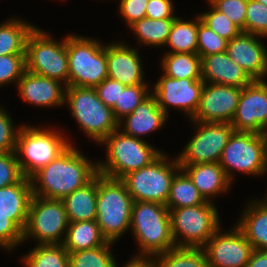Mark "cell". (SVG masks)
I'll return each instance as SVG.
<instances>
[{
  "mask_svg": "<svg viewBox=\"0 0 267 267\" xmlns=\"http://www.w3.org/2000/svg\"><path fill=\"white\" fill-rule=\"evenodd\" d=\"M97 173V163L88 160L71 144L56 159L30 177L32 194L62 200L89 183Z\"/></svg>",
  "mask_w": 267,
  "mask_h": 267,
  "instance_id": "1",
  "label": "cell"
},
{
  "mask_svg": "<svg viewBox=\"0 0 267 267\" xmlns=\"http://www.w3.org/2000/svg\"><path fill=\"white\" fill-rule=\"evenodd\" d=\"M130 229L140 249L134 258H150L176 247L169 209L156 202L134 201Z\"/></svg>",
  "mask_w": 267,
  "mask_h": 267,
  "instance_id": "2",
  "label": "cell"
},
{
  "mask_svg": "<svg viewBox=\"0 0 267 267\" xmlns=\"http://www.w3.org/2000/svg\"><path fill=\"white\" fill-rule=\"evenodd\" d=\"M133 202L122 179L97 173L96 222L107 241L115 243L130 230Z\"/></svg>",
  "mask_w": 267,
  "mask_h": 267,
  "instance_id": "3",
  "label": "cell"
},
{
  "mask_svg": "<svg viewBox=\"0 0 267 267\" xmlns=\"http://www.w3.org/2000/svg\"><path fill=\"white\" fill-rule=\"evenodd\" d=\"M117 129L100 144L106 145V161L97 162L98 173L122 179L128 173L150 165L163 152L142 138H135Z\"/></svg>",
  "mask_w": 267,
  "mask_h": 267,
  "instance_id": "4",
  "label": "cell"
},
{
  "mask_svg": "<svg viewBox=\"0 0 267 267\" xmlns=\"http://www.w3.org/2000/svg\"><path fill=\"white\" fill-rule=\"evenodd\" d=\"M68 84L95 88L108 77L106 45L93 38L66 36Z\"/></svg>",
  "mask_w": 267,
  "mask_h": 267,
  "instance_id": "5",
  "label": "cell"
},
{
  "mask_svg": "<svg viewBox=\"0 0 267 267\" xmlns=\"http://www.w3.org/2000/svg\"><path fill=\"white\" fill-rule=\"evenodd\" d=\"M71 144L73 143L66 139L61 131L21 125L15 154L23 176L30 178Z\"/></svg>",
  "mask_w": 267,
  "mask_h": 267,
  "instance_id": "6",
  "label": "cell"
},
{
  "mask_svg": "<svg viewBox=\"0 0 267 267\" xmlns=\"http://www.w3.org/2000/svg\"><path fill=\"white\" fill-rule=\"evenodd\" d=\"M71 114L88 138L101 143L109 134L118 129L119 122L113 115L112 108L106 106L94 88H65V100Z\"/></svg>",
  "mask_w": 267,
  "mask_h": 267,
  "instance_id": "7",
  "label": "cell"
},
{
  "mask_svg": "<svg viewBox=\"0 0 267 267\" xmlns=\"http://www.w3.org/2000/svg\"><path fill=\"white\" fill-rule=\"evenodd\" d=\"M171 234L176 247L203 248L221 227L214 202L169 210Z\"/></svg>",
  "mask_w": 267,
  "mask_h": 267,
  "instance_id": "8",
  "label": "cell"
},
{
  "mask_svg": "<svg viewBox=\"0 0 267 267\" xmlns=\"http://www.w3.org/2000/svg\"><path fill=\"white\" fill-rule=\"evenodd\" d=\"M25 70L68 84L66 38L61 42L48 32L35 27L29 34L25 49Z\"/></svg>",
  "mask_w": 267,
  "mask_h": 267,
  "instance_id": "9",
  "label": "cell"
},
{
  "mask_svg": "<svg viewBox=\"0 0 267 267\" xmlns=\"http://www.w3.org/2000/svg\"><path fill=\"white\" fill-rule=\"evenodd\" d=\"M180 169L177 157L168 161V156L163 152L150 165L128 173L122 180L133 201L166 205L171 182Z\"/></svg>",
  "mask_w": 267,
  "mask_h": 267,
  "instance_id": "10",
  "label": "cell"
},
{
  "mask_svg": "<svg viewBox=\"0 0 267 267\" xmlns=\"http://www.w3.org/2000/svg\"><path fill=\"white\" fill-rule=\"evenodd\" d=\"M68 224L62 200L32 195L23 242L31 238L37 245L63 244Z\"/></svg>",
  "mask_w": 267,
  "mask_h": 267,
  "instance_id": "11",
  "label": "cell"
},
{
  "mask_svg": "<svg viewBox=\"0 0 267 267\" xmlns=\"http://www.w3.org/2000/svg\"><path fill=\"white\" fill-rule=\"evenodd\" d=\"M266 152L267 142L262 134L234 131L218 163L231 182L234 178L232 173L234 170L260 176L266 173Z\"/></svg>",
  "mask_w": 267,
  "mask_h": 267,
  "instance_id": "12",
  "label": "cell"
},
{
  "mask_svg": "<svg viewBox=\"0 0 267 267\" xmlns=\"http://www.w3.org/2000/svg\"><path fill=\"white\" fill-rule=\"evenodd\" d=\"M196 132L177 157L179 165L219 162L234 128L231 123L196 122Z\"/></svg>",
  "mask_w": 267,
  "mask_h": 267,
  "instance_id": "13",
  "label": "cell"
},
{
  "mask_svg": "<svg viewBox=\"0 0 267 267\" xmlns=\"http://www.w3.org/2000/svg\"><path fill=\"white\" fill-rule=\"evenodd\" d=\"M203 86L202 79H173L162 74L151 93L167 116L168 107L173 106L183 110L191 120L199 108Z\"/></svg>",
  "mask_w": 267,
  "mask_h": 267,
  "instance_id": "14",
  "label": "cell"
},
{
  "mask_svg": "<svg viewBox=\"0 0 267 267\" xmlns=\"http://www.w3.org/2000/svg\"><path fill=\"white\" fill-rule=\"evenodd\" d=\"M221 232L219 228L203 247L209 267H245L252 245L236 225L228 232Z\"/></svg>",
  "mask_w": 267,
  "mask_h": 267,
  "instance_id": "15",
  "label": "cell"
},
{
  "mask_svg": "<svg viewBox=\"0 0 267 267\" xmlns=\"http://www.w3.org/2000/svg\"><path fill=\"white\" fill-rule=\"evenodd\" d=\"M231 125L236 132L262 134L267 126V82L253 80L242 88Z\"/></svg>",
  "mask_w": 267,
  "mask_h": 267,
  "instance_id": "16",
  "label": "cell"
},
{
  "mask_svg": "<svg viewBox=\"0 0 267 267\" xmlns=\"http://www.w3.org/2000/svg\"><path fill=\"white\" fill-rule=\"evenodd\" d=\"M242 87L204 83L199 108L190 121L231 123Z\"/></svg>",
  "mask_w": 267,
  "mask_h": 267,
  "instance_id": "17",
  "label": "cell"
},
{
  "mask_svg": "<svg viewBox=\"0 0 267 267\" xmlns=\"http://www.w3.org/2000/svg\"><path fill=\"white\" fill-rule=\"evenodd\" d=\"M259 35L241 32L228 41L226 53L253 80H264L267 76V49Z\"/></svg>",
  "mask_w": 267,
  "mask_h": 267,
  "instance_id": "18",
  "label": "cell"
},
{
  "mask_svg": "<svg viewBox=\"0 0 267 267\" xmlns=\"http://www.w3.org/2000/svg\"><path fill=\"white\" fill-rule=\"evenodd\" d=\"M140 58L138 51L125 43L106 44L108 77L125 86L148 85Z\"/></svg>",
  "mask_w": 267,
  "mask_h": 267,
  "instance_id": "19",
  "label": "cell"
},
{
  "mask_svg": "<svg viewBox=\"0 0 267 267\" xmlns=\"http://www.w3.org/2000/svg\"><path fill=\"white\" fill-rule=\"evenodd\" d=\"M16 85L20 97L27 103L47 108L65 104L66 86L57 80L25 70Z\"/></svg>",
  "mask_w": 267,
  "mask_h": 267,
  "instance_id": "20",
  "label": "cell"
},
{
  "mask_svg": "<svg viewBox=\"0 0 267 267\" xmlns=\"http://www.w3.org/2000/svg\"><path fill=\"white\" fill-rule=\"evenodd\" d=\"M201 78L204 83L242 88L253 81L226 52L201 57Z\"/></svg>",
  "mask_w": 267,
  "mask_h": 267,
  "instance_id": "21",
  "label": "cell"
},
{
  "mask_svg": "<svg viewBox=\"0 0 267 267\" xmlns=\"http://www.w3.org/2000/svg\"><path fill=\"white\" fill-rule=\"evenodd\" d=\"M167 118L151 93L131 114L119 121L118 128H123L122 132L126 135L141 139V136L161 129Z\"/></svg>",
  "mask_w": 267,
  "mask_h": 267,
  "instance_id": "22",
  "label": "cell"
},
{
  "mask_svg": "<svg viewBox=\"0 0 267 267\" xmlns=\"http://www.w3.org/2000/svg\"><path fill=\"white\" fill-rule=\"evenodd\" d=\"M179 166L189 176L206 201L212 202V198L231 188L232 182L218 162Z\"/></svg>",
  "mask_w": 267,
  "mask_h": 267,
  "instance_id": "23",
  "label": "cell"
},
{
  "mask_svg": "<svg viewBox=\"0 0 267 267\" xmlns=\"http://www.w3.org/2000/svg\"><path fill=\"white\" fill-rule=\"evenodd\" d=\"M31 180L23 177L18 183L0 188V212L8 215L24 231L30 200L32 197Z\"/></svg>",
  "mask_w": 267,
  "mask_h": 267,
  "instance_id": "24",
  "label": "cell"
},
{
  "mask_svg": "<svg viewBox=\"0 0 267 267\" xmlns=\"http://www.w3.org/2000/svg\"><path fill=\"white\" fill-rule=\"evenodd\" d=\"M237 227L253 249L267 250V199L249 201Z\"/></svg>",
  "mask_w": 267,
  "mask_h": 267,
  "instance_id": "25",
  "label": "cell"
},
{
  "mask_svg": "<svg viewBox=\"0 0 267 267\" xmlns=\"http://www.w3.org/2000/svg\"><path fill=\"white\" fill-rule=\"evenodd\" d=\"M97 174L82 188L62 199L68 222L96 220Z\"/></svg>",
  "mask_w": 267,
  "mask_h": 267,
  "instance_id": "26",
  "label": "cell"
},
{
  "mask_svg": "<svg viewBox=\"0 0 267 267\" xmlns=\"http://www.w3.org/2000/svg\"><path fill=\"white\" fill-rule=\"evenodd\" d=\"M106 242L96 220H91L69 222L63 245L70 253L93 249Z\"/></svg>",
  "mask_w": 267,
  "mask_h": 267,
  "instance_id": "27",
  "label": "cell"
},
{
  "mask_svg": "<svg viewBox=\"0 0 267 267\" xmlns=\"http://www.w3.org/2000/svg\"><path fill=\"white\" fill-rule=\"evenodd\" d=\"M35 27L19 18L0 24V56L25 55L28 36Z\"/></svg>",
  "mask_w": 267,
  "mask_h": 267,
  "instance_id": "28",
  "label": "cell"
},
{
  "mask_svg": "<svg viewBox=\"0 0 267 267\" xmlns=\"http://www.w3.org/2000/svg\"><path fill=\"white\" fill-rule=\"evenodd\" d=\"M165 76L173 79H202L201 57L193 53H166L161 61Z\"/></svg>",
  "mask_w": 267,
  "mask_h": 267,
  "instance_id": "29",
  "label": "cell"
},
{
  "mask_svg": "<svg viewBox=\"0 0 267 267\" xmlns=\"http://www.w3.org/2000/svg\"><path fill=\"white\" fill-rule=\"evenodd\" d=\"M207 201L200 194L189 176L180 169L171 182L170 195L166 206L169 210L201 205Z\"/></svg>",
  "mask_w": 267,
  "mask_h": 267,
  "instance_id": "30",
  "label": "cell"
},
{
  "mask_svg": "<svg viewBox=\"0 0 267 267\" xmlns=\"http://www.w3.org/2000/svg\"><path fill=\"white\" fill-rule=\"evenodd\" d=\"M197 28L198 16L192 21H185L177 17L173 22L167 43L165 44L171 50L166 53L197 54Z\"/></svg>",
  "mask_w": 267,
  "mask_h": 267,
  "instance_id": "31",
  "label": "cell"
},
{
  "mask_svg": "<svg viewBox=\"0 0 267 267\" xmlns=\"http://www.w3.org/2000/svg\"><path fill=\"white\" fill-rule=\"evenodd\" d=\"M175 19H151L145 17L129 28L133 30L140 45L162 47L167 43Z\"/></svg>",
  "mask_w": 267,
  "mask_h": 267,
  "instance_id": "32",
  "label": "cell"
},
{
  "mask_svg": "<svg viewBox=\"0 0 267 267\" xmlns=\"http://www.w3.org/2000/svg\"><path fill=\"white\" fill-rule=\"evenodd\" d=\"M152 260L156 267H209L203 248L174 247Z\"/></svg>",
  "mask_w": 267,
  "mask_h": 267,
  "instance_id": "33",
  "label": "cell"
},
{
  "mask_svg": "<svg viewBox=\"0 0 267 267\" xmlns=\"http://www.w3.org/2000/svg\"><path fill=\"white\" fill-rule=\"evenodd\" d=\"M26 267H68L69 252L63 244L37 245L23 256Z\"/></svg>",
  "mask_w": 267,
  "mask_h": 267,
  "instance_id": "34",
  "label": "cell"
},
{
  "mask_svg": "<svg viewBox=\"0 0 267 267\" xmlns=\"http://www.w3.org/2000/svg\"><path fill=\"white\" fill-rule=\"evenodd\" d=\"M113 244L107 241L93 249L70 252L68 267H116L117 262L110 249Z\"/></svg>",
  "mask_w": 267,
  "mask_h": 267,
  "instance_id": "35",
  "label": "cell"
},
{
  "mask_svg": "<svg viewBox=\"0 0 267 267\" xmlns=\"http://www.w3.org/2000/svg\"><path fill=\"white\" fill-rule=\"evenodd\" d=\"M149 88V85L126 86L120 94L119 103L112 107L115 119L119 122L126 115L131 114L151 94Z\"/></svg>",
  "mask_w": 267,
  "mask_h": 267,
  "instance_id": "36",
  "label": "cell"
},
{
  "mask_svg": "<svg viewBox=\"0 0 267 267\" xmlns=\"http://www.w3.org/2000/svg\"><path fill=\"white\" fill-rule=\"evenodd\" d=\"M197 54L200 57L226 52L228 41L205 25L198 15Z\"/></svg>",
  "mask_w": 267,
  "mask_h": 267,
  "instance_id": "37",
  "label": "cell"
},
{
  "mask_svg": "<svg viewBox=\"0 0 267 267\" xmlns=\"http://www.w3.org/2000/svg\"><path fill=\"white\" fill-rule=\"evenodd\" d=\"M209 6L211 7L209 11H205L199 16L201 21L218 36L230 41L242 32L225 14L215 9L211 4Z\"/></svg>",
  "mask_w": 267,
  "mask_h": 267,
  "instance_id": "38",
  "label": "cell"
},
{
  "mask_svg": "<svg viewBox=\"0 0 267 267\" xmlns=\"http://www.w3.org/2000/svg\"><path fill=\"white\" fill-rule=\"evenodd\" d=\"M245 33L267 36V6L256 0H248Z\"/></svg>",
  "mask_w": 267,
  "mask_h": 267,
  "instance_id": "39",
  "label": "cell"
},
{
  "mask_svg": "<svg viewBox=\"0 0 267 267\" xmlns=\"http://www.w3.org/2000/svg\"><path fill=\"white\" fill-rule=\"evenodd\" d=\"M208 3L225 14L242 32H245L248 0H208Z\"/></svg>",
  "mask_w": 267,
  "mask_h": 267,
  "instance_id": "40",
  "label": "cell"
},
{
  "mask_svg": "<svg viewBox=\"0 0 267 267\" xmlns=\"http://www.w3.org/2000/svg\"><path fill=\"white\" fill-rule=\"evenodd\" d=\"M25 71V55L0 56V87L21 79Z\"/></svg>",
  "mask_w": 267,
  "mask_h": 267,
  "instance_id": "41",
  "label": "cell"
},
{
  "mask_svg": "<svg viewBox=\"0 0 267 267\" xmlns=\"http://www.w3.org/2000/svg\"><path fill=\"white\" fill-rule=\"evenodd\" d=\"M23 177L15 152L0 153V188L18 183Z\"/></svg>",
  "mask_w": 267,
  "mask_h": 267,
  "instance_id": "42",
  "label": "cell"
},
{
  "mask_svg": "<svg viewBox=\"0 0 267 267\" xmlns=\"http://www.w3.org/2000/svg\"><path fill=\"white\" fill-rule=\"evenodd\" d=\"M23 243V231L8 218V215L0 212V247L12 251Z\"/></svg>",
  "mask_w": 267,
  "mask_h": 267,
  "instance_id": "43",
  "label": "cell"
},
{
  "mask_svg": "<svg viewBox=\"0 0 267 267\" xmlns=\"http://www.w3.org/2000/svg\"><path fill=\"white\" fill-rule=\"evenodd\" d=\"M20 127L15 129L7 111L0 107V153L15 152Z\"/></svg>",
  "mask_w": 267,
  "mask_h": 267,
  "instance_id": "44",
  "label": "cell"
},
{
  "mask_svg": "<svg viewBox=\"0 0 267 267\" xmlns=\"http://www.w3.org/2000/svg\"><path fill=\"white\" fill-rule=\"evenodd\" d=\"M125 85L107 77L102 83L98 84L94 89L98 98L108 107L112 108L119 103L121 92L125 89Z\"/></svg>",
  "mask_w": 267,
  "mask_h": 267,
  "instance_id": "45",
  "label": "cell"
},
{
  "mask_svg": "<svg viewBox=\"0 0 267 267\" xmlns=\"http://www.w3.org/2000/svg\"><path fill=\"white\" fill-rule=\"evenodd\" d=\"M149 0H120L119 12L130 27L136 21L146 17V6Z\"/></svg>",
  "mask_w": 267,
  "mask_h": 267,
  "instance_id": "46",
  "label": "cell"
},
{
  "mask_svg": "<svg viewBox=\"0 0 267 267\" xmlns=\"http://www.w3.org/2000/svg\"><path fill=\"white\" fill-rule=\"evenodd\" d=\"M172 0H149L146 17L151 19H176Z\"/></svg>",
  "mask_w": 267,
  "mask_h": 267,
  "instance_id": "47",
  "label": "cell"
},
{
  "mask_svg": "<svg viewBox=\"0 0 267 267\" xmlns=\"http://www.w3.org/2000/svg\"><path fill=\"white\" fill-rule=\"evenodd\" d=\"M245 267H267V250L253 249Z\"/></svg>",
  "mask_w": 267,
  "mask_h": 267,
  "instance_id": "48",
  "label": "cell"
},
{
  "mask_svg": "<svg viewBox=\"0 0 267 267\" xmlns=\"http://www.w3.org/2000/svg\"><path fill=\"white\" fill-rule=\"evenodd\" d=\"M118 267V265H116ZM122 267H156L153 260L150 258H131L130 261L127 262Z\"/></svg>",
  "mask_w": 267,
  "mask_h": 267,
  "instance_id": "49",
  "label": "cell"
},
{
  "mask_svg": "<svg viewBox=\"0 0 267 267\" xmlns=\"http://www.w3.org/2000/svg\"><path fill=\"white\" fill-rule=\"evenodd\" d=\"M262 135H263V138H264V139L266 140V142H267V126L264 128Z\"/></svg>",
  "mask_w": 267,
  "mask_h": 267,
  "instance_id": "50",
  "label": "cell"
},
{
  "mask_svg": "<svg viewBox=\"0 0 267 267\" xmlns=\"http://www.w3.org/2000/svg\"><path fill=\"white\" fill-rule=\"evenodd\" d=\"M258 2H261L262 4H265L267 6V0H256Z\"/></svg>",
  "mask_w": 267,
  "mask_h": 267,
  "instance_id": "51",
  "label": "cell"
},
{
  "mask_svg": "<svg viewBox=\"0 0 267 267\" xmlns=\"http://www.w3.org/2000/svg\"><path fill=\"white\" fill-rule=\"evenodd\" d=\"M267 171V152H266V162H265V172ZM267 199V195L265 196Z\"/></svg>",
  "mask_w": 267,
  "mask_h": 267,
  "instance_id": "52",
  "label": "cell"
}]
</instances>
